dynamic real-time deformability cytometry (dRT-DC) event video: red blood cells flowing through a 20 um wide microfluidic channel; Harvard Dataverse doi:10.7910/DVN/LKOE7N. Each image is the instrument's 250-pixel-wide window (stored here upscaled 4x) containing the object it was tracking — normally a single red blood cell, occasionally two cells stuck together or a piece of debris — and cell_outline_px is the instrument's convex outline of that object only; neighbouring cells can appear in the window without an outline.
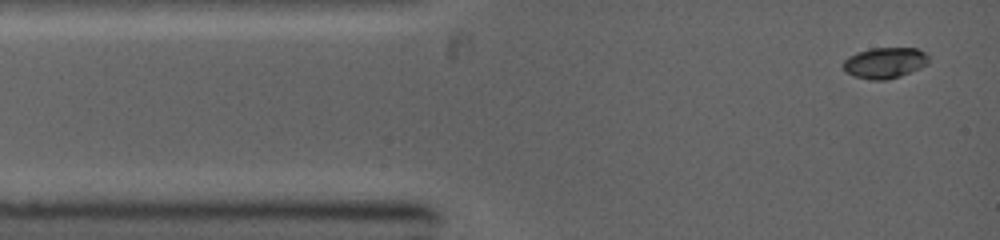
{"species": "common noctule bat (a hibernating species)", "species_latin": "Nyctalus noctula", "temperature_condition": "warm", "stored_images_in_passage": 9, "camera_frame_rate_fps": 5000, "um_per_image_px": 0.085, "animal": {"sex": "female", "body_mass_g": 19.0, "forearm_length_mm": 53.3}, "frame": {"image": 1, "passage_image": 1, "time_ms": 0.0, "image_size_px": [1000, 240], "cell_outline_px": [[928, 64], [920, 68], [900, 76], [888, 80], [872, 80], [852, 76], [844, 72], [840, 64], [848, 56], [872, 48], [916, 48], [924, 52], [928, 56]], "centroid_in_image_um": [75.16, 5.36], "position_along_channel_um": 9.8, "area_um2": 15.55}}
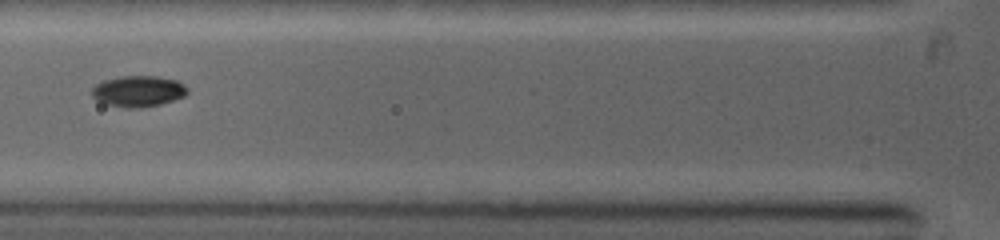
{"frame": {"image": 2, "passage_image": 5, "time_ms": 3.4, "image_size_px": [1000, 240], "cell_outline_px": [[188, 92], [184, 96], [160, 104], [140, 108], [124, 108], [108, 104], [96, 100], [92, 96], [92, 88], [96, 84], [104, 80], [120, 76], [156, 76], [176, 80], [184, 84], [188, 88]], "centroid_in_image_um": [11.75, 7.75], "position_along_channel_um": 114.1, "area_um2": 17.28}}
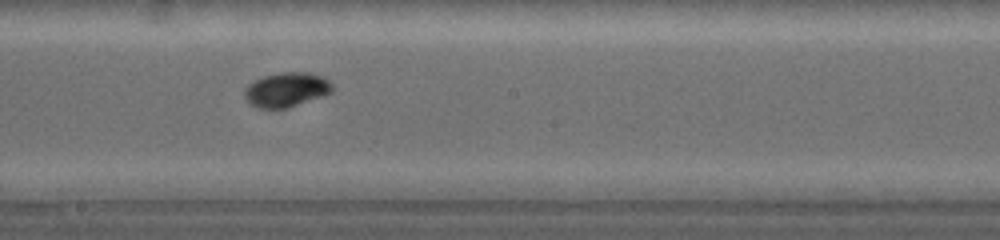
{"frame": {"image": 3, "passage_image": 8, "time_ms": 5.8, "image_size_px": [1000, 240], "cell_outline_px": [[332, 92], [324, 96], [288, 108], [256, 108], [244, 96], [244, 92], [248, 84], [264, 76], [280, 72], [308, 72], [324, 76], [332, 84]], "centroid_in_image_um": [24.38, 7.62], "position_along_channel_um": 223.8, "area_um2": 17.69}}